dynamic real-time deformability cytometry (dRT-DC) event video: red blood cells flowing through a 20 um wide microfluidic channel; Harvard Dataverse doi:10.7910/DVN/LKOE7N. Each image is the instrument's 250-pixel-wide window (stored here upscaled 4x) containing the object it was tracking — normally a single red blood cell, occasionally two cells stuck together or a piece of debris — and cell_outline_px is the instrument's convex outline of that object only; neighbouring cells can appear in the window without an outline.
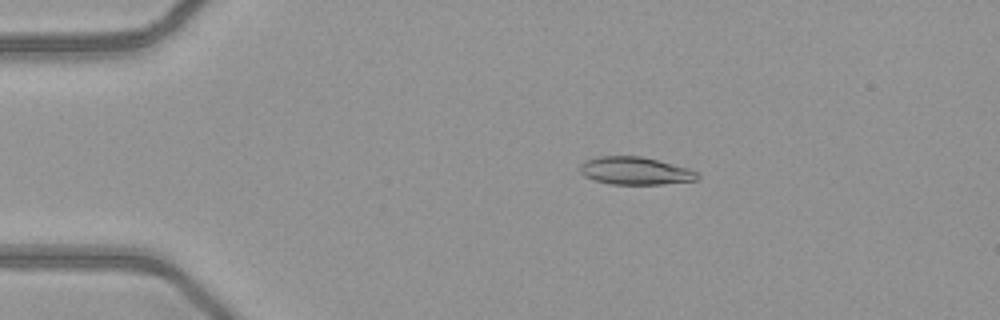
{"species": "common noctule bat (a hibernating species)", "species_latin": "Nyctalus noctula", "temperature_condition": "warm", "stored_images_in_passage": 51, "camera_frame_rate_fps": 3000, "um_per_image_px": 0.085, "animal": {"sex": "female", "body_mass_g": 21.9}, "frame": {"image": 1, "passage_image": 10, "time_ms": 3.0, "image_size_px": [1000, 320], "cell_outline_px": [[700, 176], [696, 180], [664, 184], [612, 184], [596, 180], [584, 176], [580, 172], [580, 164], [584, 160], [596, 156], [640, 156], [688, 168], [700, 172]], "centroid_in_image_um": [53.99, 14.51], "position_along_channel_um": 31.0, "area_um2": 18.96}}
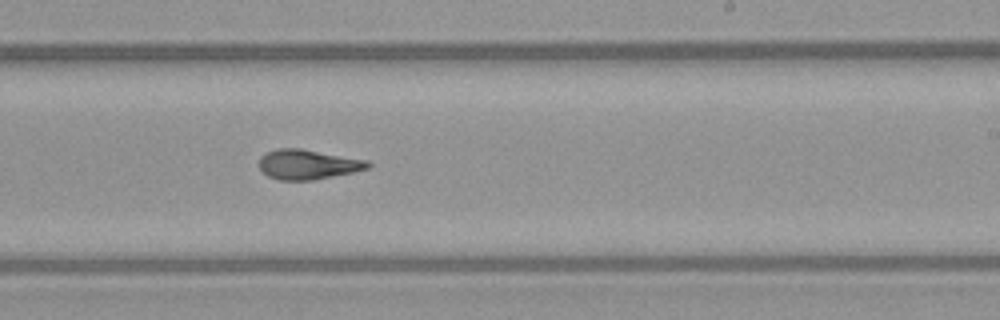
{"frame": {"image": 2, "passage_image": 31, "time_ms": 10.0, "image_size_px": [1000, 320], "cell_outline_px": [[372, 164], [368, 168], [352, 172], [312, 180], [280, 180], [268, 176], [260, 168], [260, 156], [276, 148], [300, 148], [368, 160]], "centroid_in_image_um": [26.17, 13.97], "position_along_channel_um": 262.8, "area_um2": 18.73}}
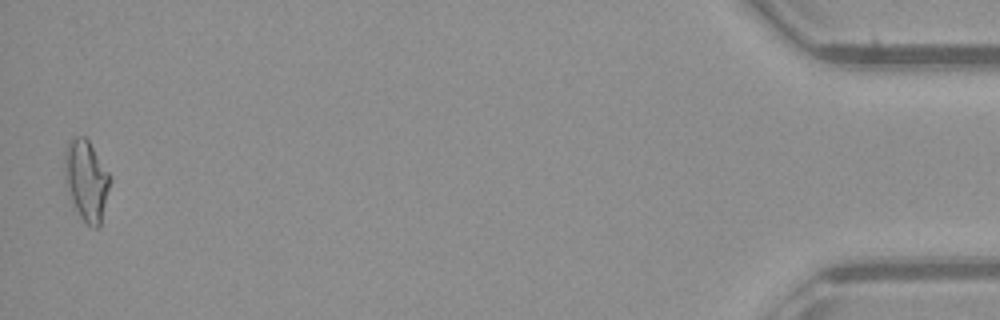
{"frame": {"image": 3, "passage_image": 50, "time_ms": 16.333, "image_size_px": [1000, 320], "cell_outline_px": [[112, 180], [100, 228], [92, 228], [80, 216], [72, 200], [64, 180], [64, 148], [72, 136], [84, 136], [88, 140], [112, 176]], "centroid_in_image_um": [7.36, 15.3], "position_along_channel_um": 427.8, "area_um2": 21.73}, "authors_computed_cell_mechanics": {"area_um2": 19.1896, "velocity_mm_per_s": 4.0917, "shape_relaxation_time_tau1_ms": null, "shape_relaxation_time_tau2_ms": 2.2087, "deformation_change_tau1": null, "deformation_change_tau2": 0.1006}}